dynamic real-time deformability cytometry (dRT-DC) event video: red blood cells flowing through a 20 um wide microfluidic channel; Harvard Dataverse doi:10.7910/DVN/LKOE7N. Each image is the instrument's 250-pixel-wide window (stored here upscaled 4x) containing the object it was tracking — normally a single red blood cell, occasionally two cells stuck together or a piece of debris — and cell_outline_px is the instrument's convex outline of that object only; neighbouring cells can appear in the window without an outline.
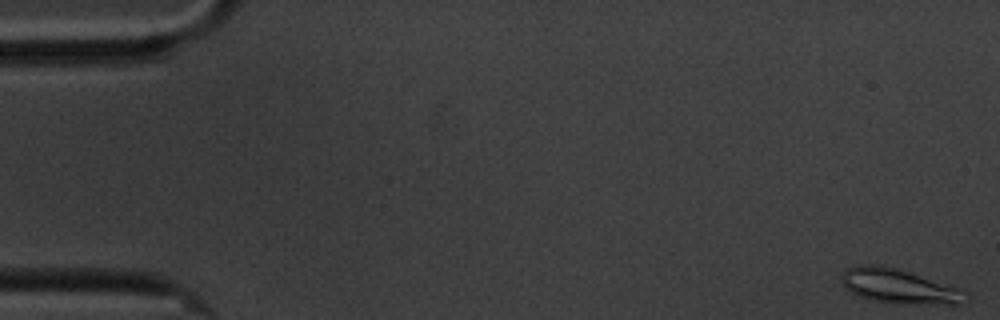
{"species": "common noctule bat (a hibernating species)", "species_latin": "Nyctalus noctula", "temperature_condition": "cold", "stored_images_in_passage": 60, "camera_frame_rate_fps": 3000, "um_per_image_px": 0.085, "animal": {"sex": "male", "body_mass_g": 20.1, "forearm_length_mm": 53.5}, "frame": {"image": 1, "passage_image": 1, "time_ms": 0.0, "image_size_px": [1000, 320], "cell_outline_px": [[968, 300], [960, 304], [908, 304], [872, 300], [860, 296], [844, 288], [840, 284], [840, 276], [848, 268], [860, 264], [876, 264], [896, 268], [968, 292]], "centroid_in_image_um": [76.37, 24.34], "position_along_channel_um": 8.6, "area_um2": 24.68}}
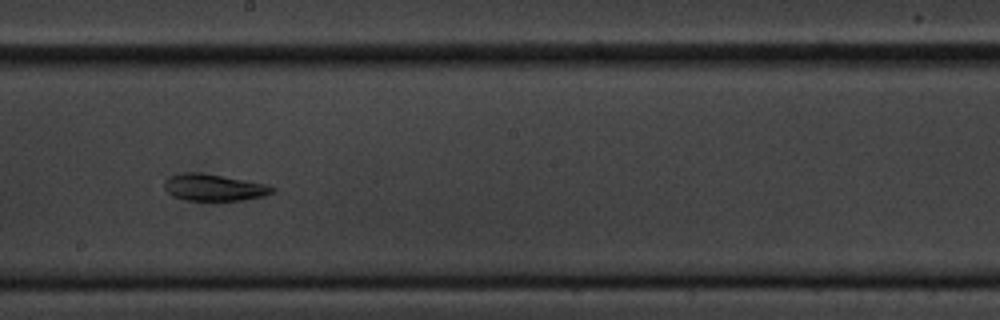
{"frame": {"image": 2, "passage_image": 33, "time_ms": 10.667, "image_size_px": [1000, 320], "cell_outline_px": [[276, 188], [272, 192], [264, 196], [244, 200], [188, 200], [172, 196], [164, 188], [164, 180], [168, 176], [184, 172], [200, 172], [224, 176], [268, 184]], "centroid_in_image_um": [18.17, 15.92], "position_along_channel_um": 230.0, "area_um2": 16.94}}
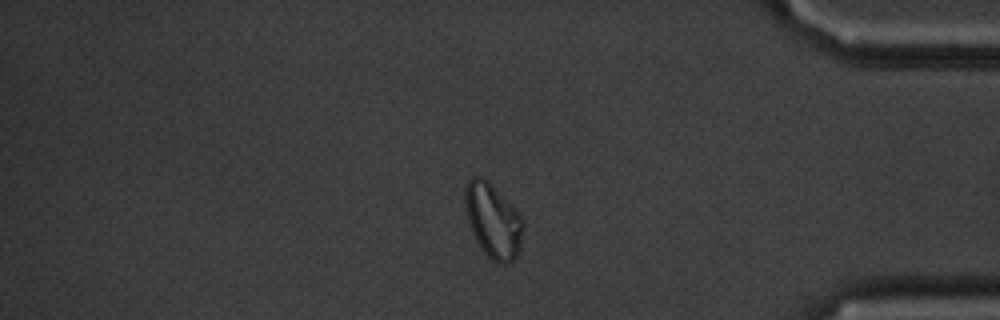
{"frame": {"image": 3, "passage_image": 50, "time_ms": 16.333, "image_size_px": [1000, 320], "cell_outline_px": [[524, 224], [520, 248], [516, 256], [508, 264], [496, 264], [480, 248], [468, 224], [464, 208], [464, 188], [468, 180], [472, 176], [484, 176], [488, 180], [520, 216]], "centroid_in_image_um": [41.86, 18.76], "position_along_channel_um": 393.3, "area_um2": 25.32}, "authors_computed_cell_mechanics": {"area_um2": 19.6231, "velocity_mm_per_s": 3.3486, "shape_relaxation_time_tau1_ms": null, "shape_relaxation_time_tau2_ms": 5.0417, "deformation_change_tau1": null, "deformation_change_tau2": 0.1262}}